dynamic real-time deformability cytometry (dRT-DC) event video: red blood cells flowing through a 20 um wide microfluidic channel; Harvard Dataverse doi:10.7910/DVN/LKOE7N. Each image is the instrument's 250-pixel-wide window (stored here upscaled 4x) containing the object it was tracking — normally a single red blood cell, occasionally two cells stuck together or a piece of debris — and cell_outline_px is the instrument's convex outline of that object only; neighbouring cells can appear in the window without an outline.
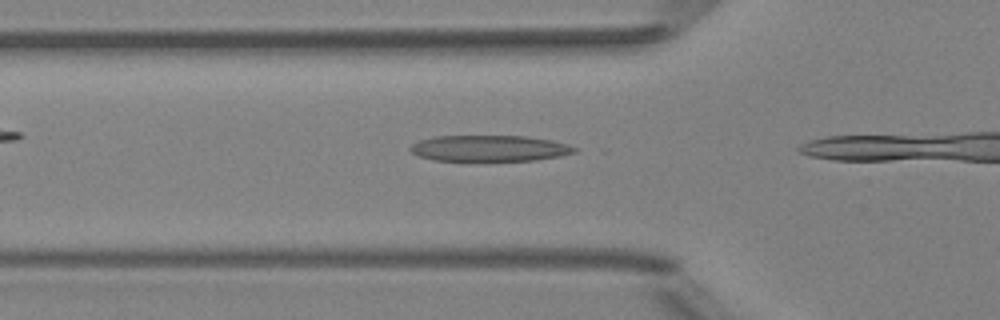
{"species": "Egyptian fruit bat (a non-hibernating species)", "species_latin": "Rousettus aegyptiacus", "temperature_condition": "room temperature", "stored_images_in_passage": 5, "camera_frame_rate_fps": 3000, "um_per_image_px": 0.085, "animal": {"sex": "female"}, "frame": {"image": 1, "passage_image": 3, "time_ms": 0.667, "image_size_px": [1000, 320], "cell_outline_px": [[576, 152], [560, 156], [536, 160], [432, 160], [416, 156], [408, 148], [412, 144], [420, 140], [436, 136], [524, 136], [552, 140], [568, 144], [576, 148]], "centroid_in_image_um": [41.58, 12.6], "position_along_channel_um": 84.2, "area_um2": 24.85}}